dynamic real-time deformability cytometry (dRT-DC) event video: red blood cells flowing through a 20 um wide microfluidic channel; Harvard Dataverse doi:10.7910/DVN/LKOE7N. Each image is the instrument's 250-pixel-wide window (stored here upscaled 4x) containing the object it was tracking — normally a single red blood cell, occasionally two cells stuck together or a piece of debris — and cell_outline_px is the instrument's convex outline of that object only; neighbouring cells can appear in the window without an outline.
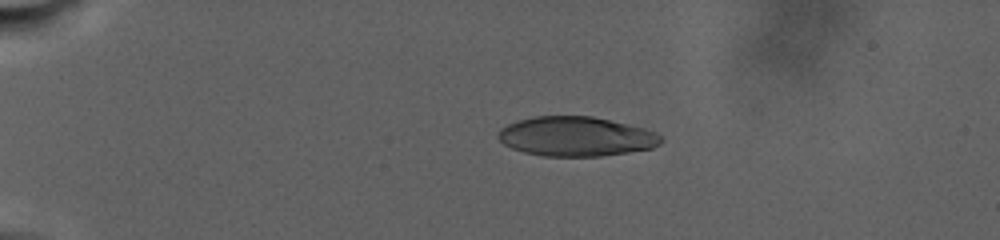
{"species": "human", "species_latin": "Homo sapiens", "temperature_condition": "warm", "stored_images_in_passage": 18, "camera_frame_rate_fps": 3000, "um_per_image_px": 0.085, "donor": {"sex": "male"}, "frame": {"image": 1, "passage_image": 10, "time_ms": 6.667, "image_size_px": [1000, 240], "cell_outline_px": [[664, 140], [660, 144], [652, 148], [628, 152], [600, 156], [544, 156], [524, 152], [512, 148], [504, 144], [496, 136], [500, 128], [516, 120], [532, 116], [592, 116], [628, 124], [644, 128], [656, 132]], "centroid_in_image_um": [48.95, 11.59], "position_along_channel_um": 36.1, "area_um2": 37.63}}
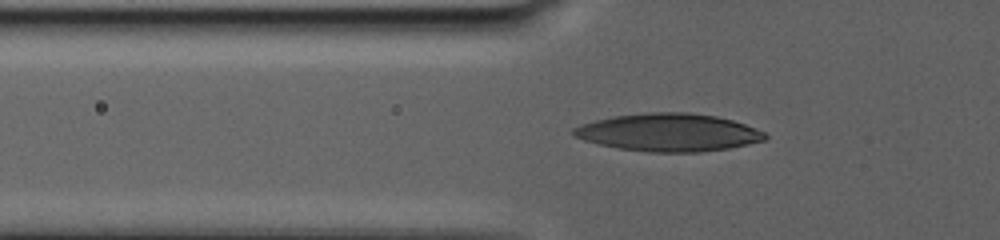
{"frame": {"image": 2, "passage_image": 16, "time_ms": 11.0, "image_size_px": [1000, 240], "cell_outline_px": [[768, 136], [764, 140], [748, 144], [728, 148], [700, 152], [648, 152], [616, 148], [584, 140], [576, 136], [572, 132], [572, 128], [580, 124], [612, 116], [648, 112], [688, 112], [716, 116], [732, 120], [744, 124], [764, 132]], "centroid_in_image_um": [56.81, 11.25], "position_along_channel_um": 69.0, "area_um2": 42.08}}